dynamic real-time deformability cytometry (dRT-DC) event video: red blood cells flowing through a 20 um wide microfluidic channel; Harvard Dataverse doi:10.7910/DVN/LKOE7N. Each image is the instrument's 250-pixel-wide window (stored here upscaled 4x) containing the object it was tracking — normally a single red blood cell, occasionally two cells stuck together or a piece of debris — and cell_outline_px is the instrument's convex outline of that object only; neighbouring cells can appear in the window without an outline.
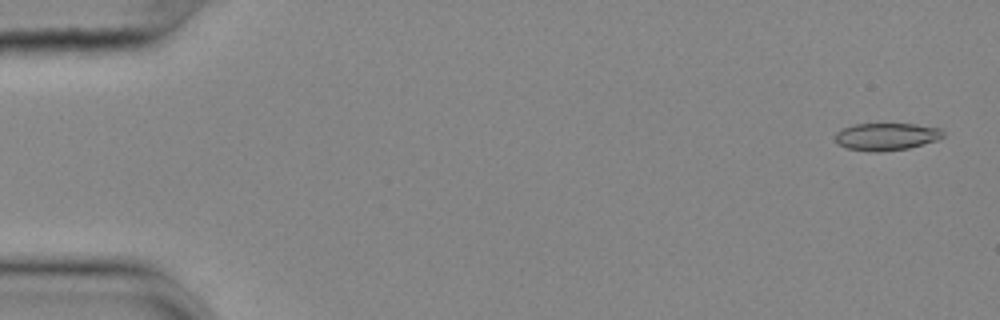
{"species": "common noctule bat (a hibernating species)", "species_latin": "Nyctalus noctula", "temperature_condition": "cold", "stored_images_in_passage": 55, "camera_frame_rate_fps": 3000, "um_per_image_px": 0.085, "animal": {"sex": "female", "body_mass_g": 25.1}, "frame": {"image": 1, "passage_image": 2, "time_ms": 0.333, "image_size_px": [1000, 320], "cell_outline_px": [[944, 136], [936, 140], [908, 148], [880, 152], [872, 152], [848, 148], [840, 144], [836, 140], [836, 132], [840, 128], [852, 124], [916, 124], [940, 128], [944, 132]], "centroid_in_image_um": [75.34, 11.6], "position_along_channel_um": 9.7, "area_um2": 17.17}}
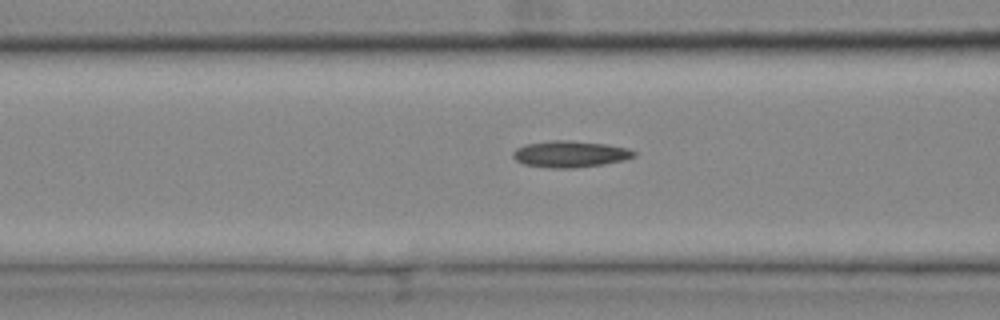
{"frame": {"image": 2, "passage_image": 22, "time_ms": 7.0, "image_size_px": [1000, 320], "cell_outline_px": [[636, 156], [624, 160], [604, 164], [576, 168], [548, 168], [524, 164], [516, 160], [512, 156], [512, 152], [516, 148], [524, 144], [552, 140], [572, 140], [608, 144], [628, 148], [636, 152]], "centroid_in_image_um": [48.46, 13.09], "position_along_channel_um": 118.1, "area_um2": 18.96}}
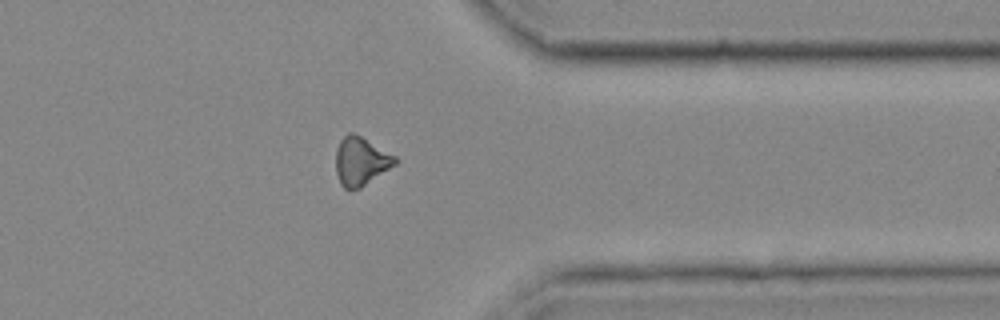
{"frame": {"image": 3, "passage_image": 44, "time_ms": 14.333, "image_size_px": [1000, 320], "cell_outline_px": [[400, 160], [396, 164], [360, 188], [344, 188], [340, 184], [336, 172], [336, 148], [340, 140], [348, 132], [352, 132], [360, 136], [396, 156]], "centroid_in_image_um": [30.67, 13.69], "position_along_channel_um": 380.7, "area_um2": 16.59}, "authors_computed_cell_mechanics": {"area_um2": 17.2822, "velocity_mm_per_s": 3.679, "shape_relaxation_time_tau1_ms": null, "shape_relaxation_time_tau2_ms": 10.7941, "deformation_change_tau1": null, "deformation_change_tau2": 0.2119}}